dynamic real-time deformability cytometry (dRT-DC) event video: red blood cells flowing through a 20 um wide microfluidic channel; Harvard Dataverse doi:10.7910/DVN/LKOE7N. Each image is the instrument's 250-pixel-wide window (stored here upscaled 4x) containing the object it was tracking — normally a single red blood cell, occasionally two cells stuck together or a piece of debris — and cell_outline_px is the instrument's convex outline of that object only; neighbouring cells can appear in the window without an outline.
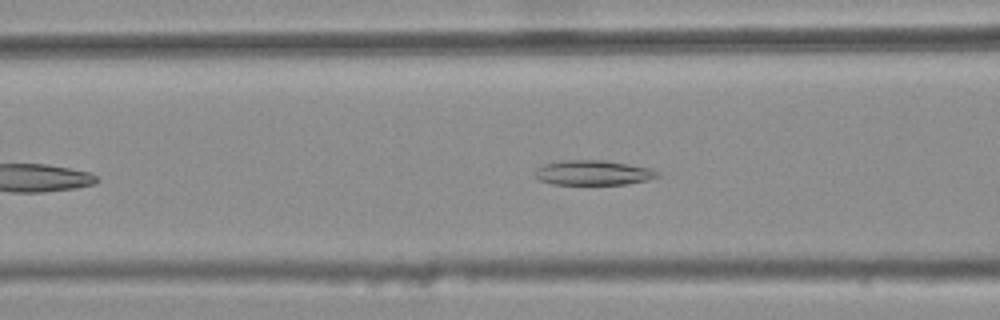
{"species": "common noctule bat (a hibernating species)", "species_latin": "Nyctalus noctula", "temperature_condition": "warm", "stored_images_in_passage": 34, "camera_frame_rate_fps": 3000, "um_per_image_px": 0.085, "animal": {"sex": "female", "body_mass_g": 25.1}, "frame": {"image": 1, "passage_image": 12, "time_ms": 3.667, "image_size_px": [1000, 320], "cell_outline_px": [[660, 176], [648, 180], [628, 184], [552, 184], [540, 180], [536, 176], [536, 168], [544, 164], [560, 160], [604, 160], [652, 168]], "centroid_in_image_um": [50.43, 14.67], "position_along_channel_um": 116.2, "area_um2": 17.69}}
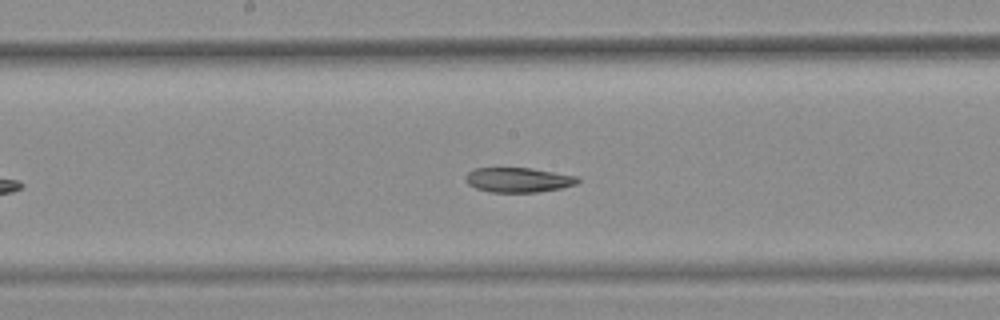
{"frame": {"image": 2, "passage_image": 19, "time_ms": 6.0, "image_size_px": [1000, 320], "cell_outline_px": [[580, 180], [576, 184], [560, 188], [536, 192], [492, 192], [476, 188], [468, 184], [464, 180], [464, 176], [472, 168], [532, 168], [580, 176]], "centroid_in_image_um": [44.05, 15.28], "position_along_channel_um": 204.2, "area_um2": 16.3}}
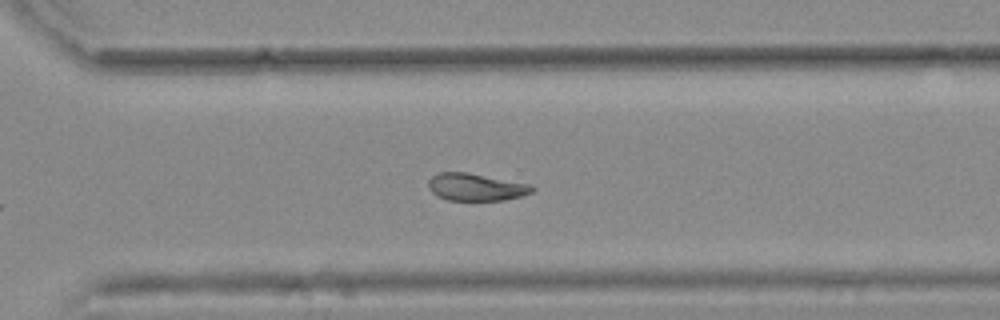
{"frame": {"image": 3, "passage_image": 29, "time_ms": 9.333, "image_size_px": [1000, 320], "cell_outline_px": [[536, 188], [532, 192], [520, 196], [504, 200], [448, 200], [436, 196], [428, 188], [428, 180], [432, 176], [440, 172], [468, 172], [532, 184]], "centroid_in_image_um": [40.45, 15.89], "position_along_channel_um": 330.1, "area_um2": 16.7}}